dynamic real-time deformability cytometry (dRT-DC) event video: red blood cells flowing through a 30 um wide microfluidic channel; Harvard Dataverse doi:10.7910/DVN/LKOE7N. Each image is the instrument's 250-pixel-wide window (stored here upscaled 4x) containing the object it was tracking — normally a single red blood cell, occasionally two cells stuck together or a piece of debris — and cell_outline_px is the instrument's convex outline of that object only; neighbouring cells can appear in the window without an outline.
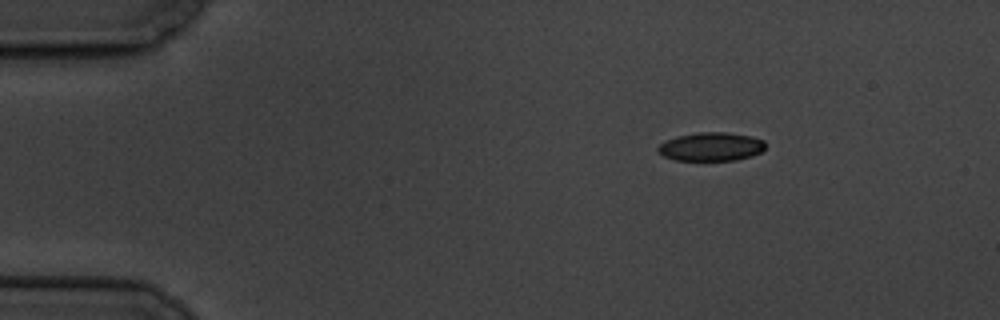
{"species": "common noctule bat (a hibernating species)", "species_latin": "Nyctalus noctula", "temperature_condition": "cold", "stored_images_in_passage": 8, "camera_frame_rate_fps": 3000, "um_per_image_px": 0.085, "animal": {"sex": "male", "body_mass_g": 19.5, "forearm_length_mm": 54.6}, "frame": {"image": 1, "passage_image": 1, "time_ms": 0.0, "image_size_px": [1000, 320], "cell_outline_px": [[764, 148], [760, 152], [752, 156], [736, 160], [676, 160], [664, 156], [656, 148], [664, 140], [676, 136], [700, 132], [724, 132], [752, 136], [764, 140]], "centroid_in_image_um": [60.43, 12.46], "position_along_channel_um": 24.6, "area_um2": 17.86}}
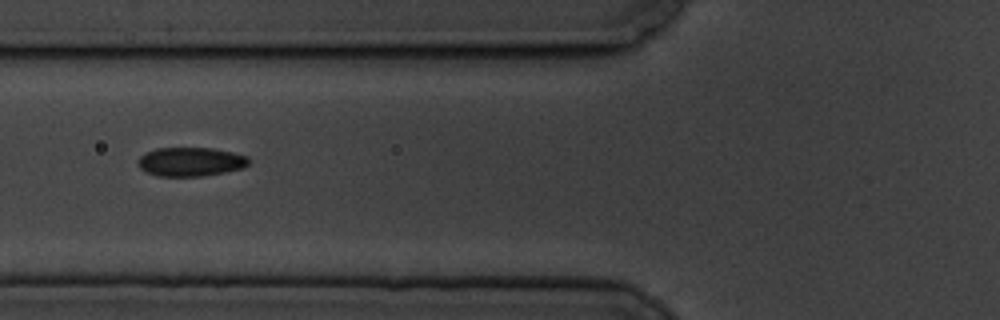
{"frame": {"image": 2, "passage_image": 5, "time_ms": 4.667, "image_size_px": [1000, 320], "cell_outline_px": [[248, 164], [244, 168], [224, 172], [200, 176], [156, 176], [144, 172], [136, 164], [140, 156], [144, 152], [156, 148], [212, 148], [232, 152], [248, 156]], "centroid_in_image_um": [16.15, 13.75], "position_along_channel_um": 109.7, "area_um2": 18.84}}
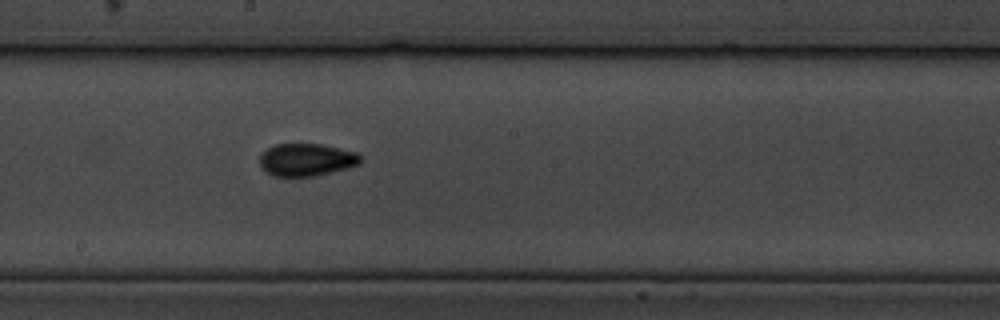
{"frame": {"image": 3, "passage_image": 8, "time_ms": 8.0, "image_size_px": [1000, 320], "cell_outline_px": [[364, 160], [360, 164], [348, 168], [316, 176], [272, 176], [260, 164], [260, 152], [276, 144], [320, 144], [340, 148], [356, 152], [364, 156]], "centroid_in_image_um": [26.11, 13.57], "position_along_channel_um": 222.1, "area_um2": 19.31}}